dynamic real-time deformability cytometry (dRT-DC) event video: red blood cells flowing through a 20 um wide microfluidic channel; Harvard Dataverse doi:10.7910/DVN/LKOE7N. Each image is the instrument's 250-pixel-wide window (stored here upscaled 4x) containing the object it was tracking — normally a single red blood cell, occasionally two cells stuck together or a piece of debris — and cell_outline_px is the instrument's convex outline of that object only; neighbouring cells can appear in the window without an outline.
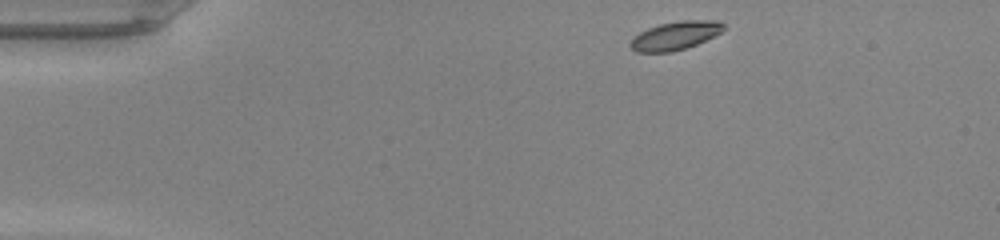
{"species": "common noctule bat (a hibernating species)", "species_latin": "Nyctalus noctula", "temperature_condition": "warm", "stored_images_in_passage": 42, "camera_frame_rate_fps": 3000, "um_per_image_px": 0.085, "animal": {"sex": "male", "body_mass_g": 20.0, "forearm_length_mm": 53.3}, "frame": {"image": 1, "passage_image": 1, "time_ms": 0.0, "image_size_px": [1000, 240], "cell_outline_px": [[724, 28], [720, 32], [696, 44], [672, 52], [636, 52], [628, 44], [640, 32], [648, 28], [660, 24], [680, 20], [716, 20], [724, 24]], "centroid_in_image_um": [57.38, 3.02], "position_along_channel_um": 27.6, "area_um2": 15.14}}
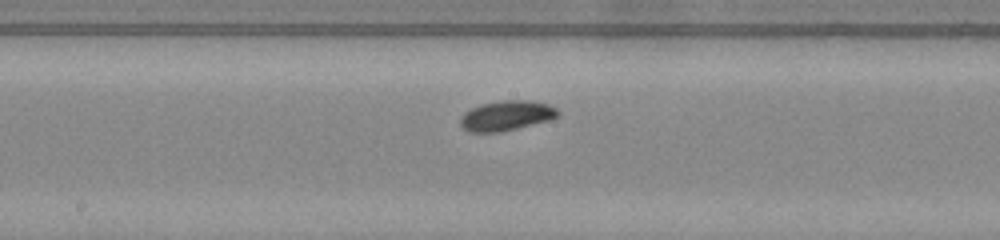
{"frame": {"image": 2, "passage_image": 19, "time_ms": 6.0, "image_size_px": [1000, 240], "cell_outline_px": [[560, 112], [556, 116], [548, 120], [500, 132], [468, 132], [460, 124], [460, 116], [464, 112], [480, 104], [504, 100], [528, 100], [548, 104], [556, 108]], "centroid_in_image_um": [43.01, 9.82], "position_along_channel_um": 205.2, "area_um2": 16.88}}
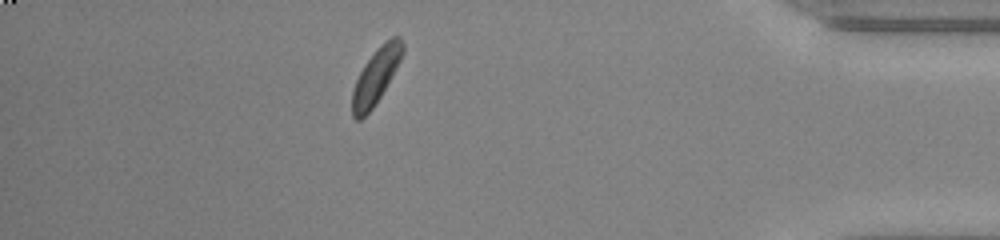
{"frame": {"image": 3, "passage_image": 36, "time_ms": 11.667, "image_size_px": [1000, 240], "cell_outline_px": [[404, 52], [392, 76], [380, 96], [372, 108], [360, 120], [356, 120], [352, 116], [352, 88], [364, 64], [376, 48], [380, 44], [392, 36], [400, 36], [404, 44]], "centroid_in_image_um": [31.95, 6.44], "position_along_channel_um": 403.3, "area_um2": 16.18}, "authors_computed_cell_mechanics": {"area_um2": 16.0684, "velocity_mm_per_s": 4.2134, "shape_relaxation_time_tau1_ms": 1.653, "shape_relaxation_time_tau2_ms": null, "deformation_change_tau1": 0.0967, "deformation_change_tau2": null}}